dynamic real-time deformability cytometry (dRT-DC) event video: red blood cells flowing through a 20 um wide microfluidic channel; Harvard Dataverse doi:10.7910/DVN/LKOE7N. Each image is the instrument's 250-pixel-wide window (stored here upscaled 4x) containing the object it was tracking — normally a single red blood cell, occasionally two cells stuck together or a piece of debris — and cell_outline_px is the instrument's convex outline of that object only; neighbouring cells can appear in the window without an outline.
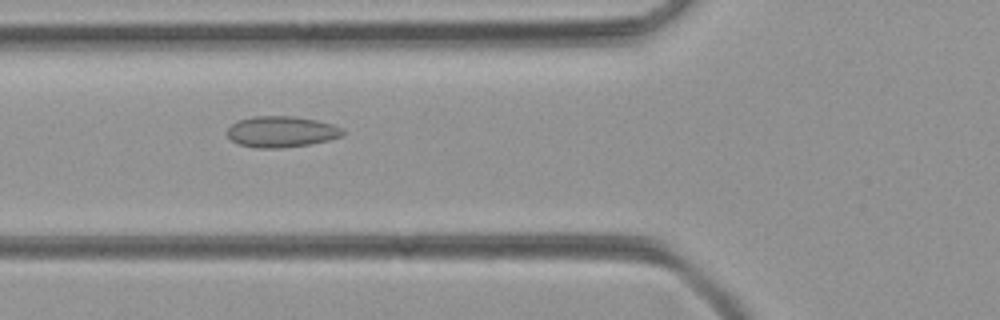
{"species": "common noctule bat (a hibernating species)", "species_latin": "Nyctalus noctula", "temperature_condition": "room temperature", "stored_images_in_passage": 40, "camera_frame_rate_fps": 3000, "um_per_image_px": 0.085, "animal": {"sex": "female", "body_mass_g": 21.9}, "frame": {"image": 1, "passage_image": 9, "time_ms": 2.667, "image_size_px": [1000, 320], "cell_outline_px": [[344, 136], [328, 140], [308, 144], [280, 148], [256, 148], [240, 144], [232, 140], [228, 136], [228, 128], [232, 124], [240, 120], [252, 116], [292, 116], [316, 120], [332, 124], [344, 128]], "centroid_in_image_um": [23.95, 11.19], "position_along_channel_um": 101.9, "area_um2": 20.81}}
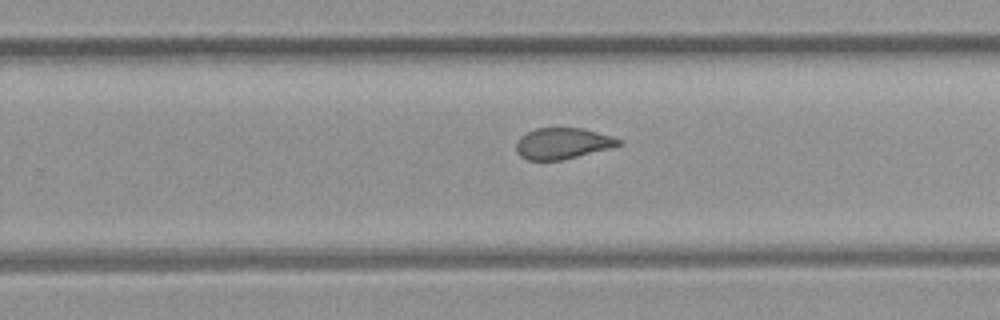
{"frame": {"image": 2, "passage_image": 22, "time_ms": 7.0, "image_size_px": [1000, 320], "cell_outline_px": [[624, 144], [560, 160], [528, 160], [520, 156], [516, 152], [516, 144], [520, 136], [536, 128], [584, 128], [612, 136], [624, 140]], "centroid_in_image_um": [47.83, 12.18], "position_along_channel_um": 282.0, "area_um2": 18.5}}
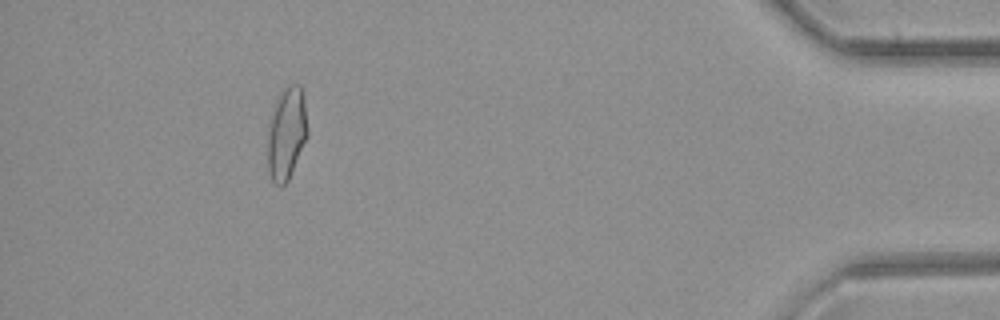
{"frame": {"image": 3, "passage_image": 36, "time_ms": 11.667, "image_size_px": [1000, 320], "cell_outline_px": [[308, 136], [288, 180], [280, 188], [272, 180], [268, 172], [268, 136], [272, 112], [280, 88], [288, 84], [300, 84], [304, 92], [308, 128]], "centroid_in_image_um": [24.38, 11.28], "position_along_channel_um": 410.8, "area_um2": 21.85}}